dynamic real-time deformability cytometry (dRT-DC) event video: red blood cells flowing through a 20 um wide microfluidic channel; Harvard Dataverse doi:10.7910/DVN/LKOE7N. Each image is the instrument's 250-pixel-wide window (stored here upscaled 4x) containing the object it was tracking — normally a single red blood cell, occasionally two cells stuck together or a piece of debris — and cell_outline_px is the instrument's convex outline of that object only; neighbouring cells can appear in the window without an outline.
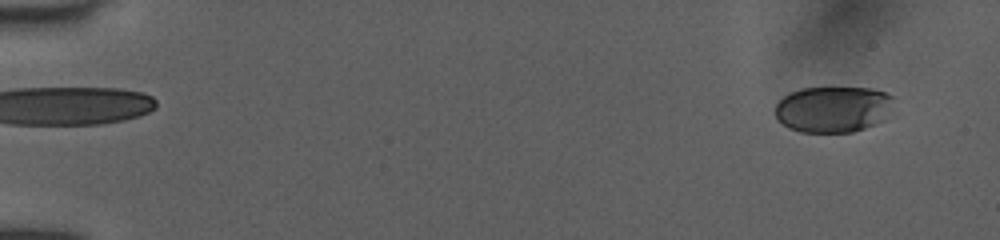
{"species": "human", "species_latin": "Homo sapiens", "temperature_condition": "room temperature", "stored_images_in_passage": 53, "camera_frame_rate_fps": 3000, "um_per_image_px": 0.085, "donor": {"sex": "female"}, "frame": {"image": 1, "passage_image": 4, "time_ms": 1.0, "image_size_px": [1000, 240], "cell_outline_px": [[896, 96], [884, 120], [876, 124], [852, 132], [800, 132], [788, 128], [776, 116], [776, 104], [784, 96], [800, 88], [872, 88]], "centroid_in_image_um": [70.84, 9.28], "position_along_channel_um": 14.2, "area_um2": 31.91}}
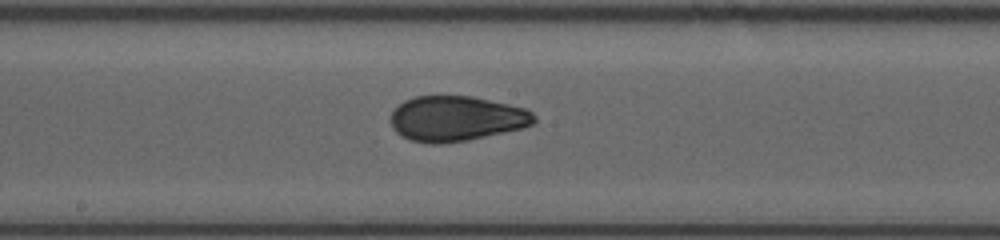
{"frame": {"image": 2, "passage_image": 30, "time_ms": 9.667, "image_size_px": [1000, 240], "cell_outline_px": [[536, 120], [532, 124], [524, 128], [468, 140], [444, 144], [428, 144], [412, 140], [396, 132], [392, 128], [392, 112], [404, 100], [416, 96], [472, 96], [508, 104], [524, 108], [532, 112], [536, 116]], "centroid_in_image_um": [38.81, 10.09], "position_along_channel_um": 209.4, "area_um2": 37.74}}
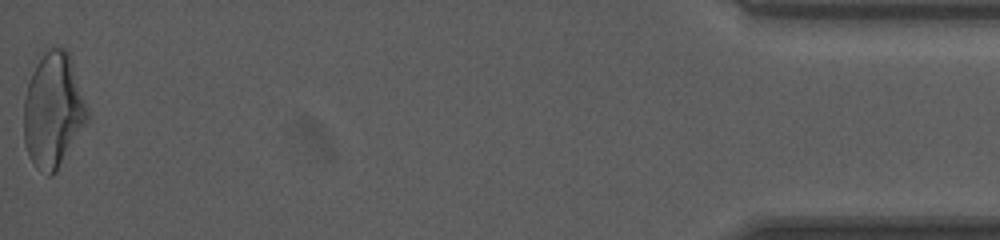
{"frame": {"image": 3, "passage_image": 53, "time_ms": 17.333, "image_size_px": [1000, 240], "cell_outline_px": [[88, 120], [56, 172], [52, 176], [48, 176], [36, 168], [28, 156], [24, 144], [24, 100], [28, 84], [32, 72], [36, 64], [48, 48], [64, 48], [68, 52], [88, 108]], "centroid_in_image_um": [4.51, 9.42], "position_along_channel_um": 430.7, "area_um2": 42.19}, "authors_computed_cell_mechanics": {"area_um2": 37.5122, "velocity_mm_per_s": 4.0109, "shape_relaxation_time_tau1_ms": 6.083, "shape_relaxation_time_tau2_ms": 1.0521, "deformation_change_tau1": 0.1831, "deformation_change_tau2": 0.0529}}